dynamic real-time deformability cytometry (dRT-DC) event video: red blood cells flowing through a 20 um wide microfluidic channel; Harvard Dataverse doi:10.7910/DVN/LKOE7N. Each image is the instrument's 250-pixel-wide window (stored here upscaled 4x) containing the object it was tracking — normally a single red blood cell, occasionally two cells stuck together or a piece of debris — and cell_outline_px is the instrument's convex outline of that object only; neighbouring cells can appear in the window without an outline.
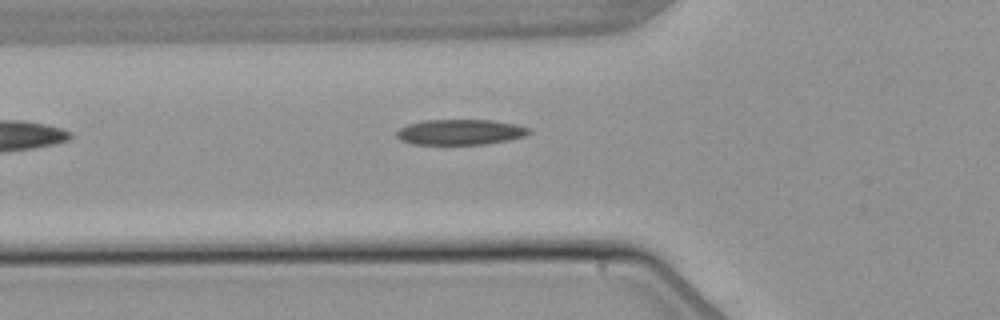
{"species": "common noctule bat (a hibernating species)", "species_latin": "Nyctalus noctula", "temperature_condition": "warm", "stored_images_in_passage": 5, "camera_frame_rate_fps": 3000, "um_per_image_px": 0.085, "animal": {"sex": "male", "body_mass_g": 21.5, "forearm_length_mm": 52.0}, "frame": {"image": 1, "passage_image": 5, "time_ms": 5.667, "image_size_px": [1000, 320], "cell_outline_px": [[532, 132], [524, 136], [508, 140], [484, 144], [412, 144], [400, 140], [396, 136], [396, 132], [400, 128], [408, 124], [424, 120], [492, 120], [516, 124], [532, 128]], "centroid_in_image_um": [39.14, 11.22], "position_along_channel_um": 86.7, "area_um2": 19.71}}